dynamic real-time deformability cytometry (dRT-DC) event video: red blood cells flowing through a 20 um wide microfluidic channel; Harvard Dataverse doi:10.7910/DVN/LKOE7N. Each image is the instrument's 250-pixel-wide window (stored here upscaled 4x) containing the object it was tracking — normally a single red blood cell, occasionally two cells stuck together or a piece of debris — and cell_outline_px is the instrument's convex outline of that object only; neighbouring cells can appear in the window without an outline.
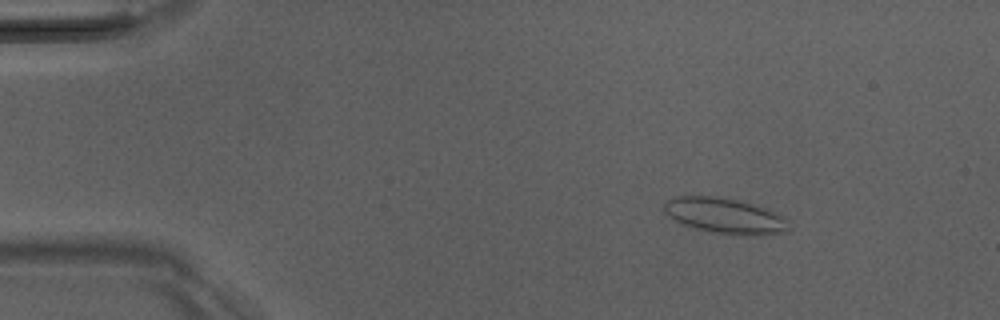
{"species": "Egyptian fruit bat (a non-hibernating species)", "species_latin": "Rousettus aegyptiacus", "temperature_condition": "room temperature", "stored_images_in_passage": 51, "camera_frame_rate_fps": 3000, "um_per_image_px": 0.085, "animal": {"sex": "male"}, "frame": {"image": 1, "passage_image": 7, "time_ms": 2.0, "image_size_px": [1000, 320], "cell_outline_px": [[788, 232], [764, 236], [744, 236], [716, 232], [696, 228], [684, 224], [668, 216], [664, 212], [664, 204], [668, 200], [680, 196], [716, 196], [736, 200], [752, 204], [764, 208], [788, 220]], "centroid_in_image_um": [61.65, 18.36], "position_along_channel_um": 23.4, "area_um2": 25.55}}
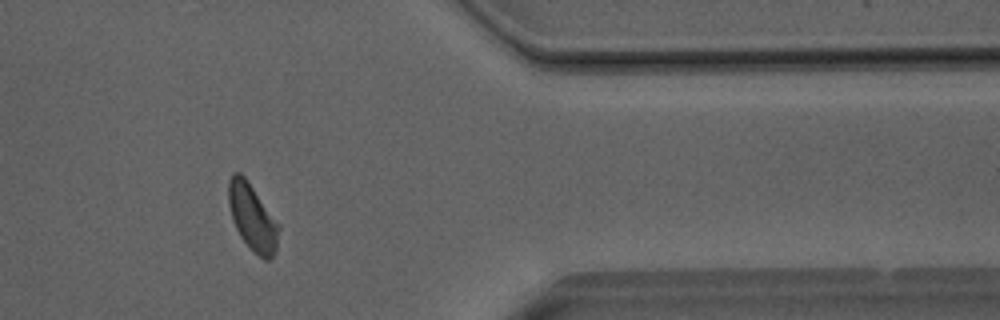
{"frame": {"image": 2, "passage_image": 42, "time_ms": 13.667, "image_size_px": [1000, 320], "cell_outline_px": [[280, 228], [276, 252], [272, 260], [264, 260], [252, 252], [240, 236], [232, 220], [228, 204], [228, 180], [232, 172], [240, 172], [244, 176], [280, 224]], "centroid_in_image_um": [21.46, 18.51], "position_along_channel_um": 389.9, "area_um2": 19.94}}
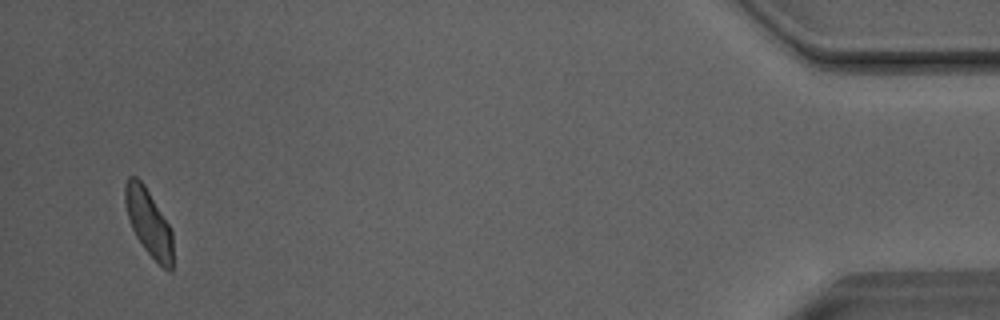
{"frame": {"image": 3, "passage_image": 49, "time_ms": 16.0, "image_size_px": [1000, 320], "cell_outline_px": [[172, 272], [168, 272], [144, 248], [136, 236], [128, 220], [124, 204], [124, 184], [128, 176], [136, 176], [144, 184], [168, 224], [172, 232]], "centroid_in_image_um": [12.6, 18.88], "position_along_channel_um": 422.6, "area_um2": 18.5}, "authors_computed_cell_mechanics": {"area_um2": 19.9988, "velocity_mm_per_s": 4.0288, "shape_relaxation_time_tau1_ms": 4.3788, "shape_relaxation_time_tau2_ms": 1.6897, "deformation_change_tau1": 0.1001, "deformation_change_tau2": 0.0559}}